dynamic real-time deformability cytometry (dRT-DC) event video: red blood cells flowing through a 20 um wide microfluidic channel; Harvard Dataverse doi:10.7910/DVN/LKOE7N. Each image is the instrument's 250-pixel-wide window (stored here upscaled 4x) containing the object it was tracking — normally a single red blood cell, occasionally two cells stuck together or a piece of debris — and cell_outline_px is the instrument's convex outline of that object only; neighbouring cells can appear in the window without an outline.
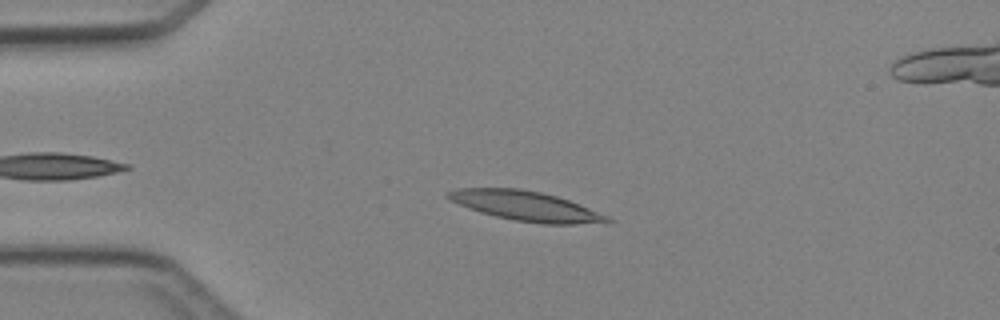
{"species": "Egyptian fruit bat (a non-hibernating species)", "species_latin": "Rousettus aegyptiacus", "temperature_condition": "cold", "stored_images_in_passage": 4, "camera_frame_rate_fps": 3000, "um_per_image_px": 0.085, "animal": {"sex": "female"}, "frame": {"image": 1, "passage_image": 3, "time_ms": 2.0, "image_size_px": [1000, 320], "cell_outline_px": [[612, 220], [608, 224], [544, 224], [512, 220], [480, 212], [468, 208], [448, 200], [444, 196], [448, 192], [460, 188], [520, 188], [540, 192], [556, 196], [568, 200], [608, 216]], "centroid_in_image_um": [44.7, 17.52], "position_along_channel_um": 40.3, "area_um2": 27.63}}